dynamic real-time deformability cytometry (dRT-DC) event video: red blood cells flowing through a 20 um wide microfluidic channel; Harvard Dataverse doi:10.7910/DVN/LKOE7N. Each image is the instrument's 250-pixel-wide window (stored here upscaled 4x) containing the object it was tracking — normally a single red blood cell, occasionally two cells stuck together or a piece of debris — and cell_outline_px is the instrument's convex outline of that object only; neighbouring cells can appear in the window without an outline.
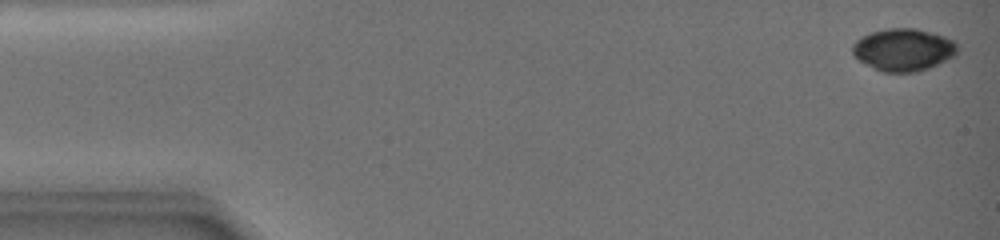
{"species": "common noctule bat (a hibernating species)", "species_latin": "Nyctalus noctula", "temperature_condition": "warm", "stored_images_in_passage": 20, "camera_frame_rate_fps": 3000, "um_per_image_px": 0.085, "animal": {"sex": "female", "body_mass_g": 19.0, "forearm_length_mm": 51.5}, "frame": {"image": 1, "passage_image": 1, "time_ms": 0.0, "image_size_px": [1000, 240], "cell_outline_px": [[956, 56], [928, 68], [916, 72], [880, 72], [872, 68], [860, 60], [852, 52], [852, 44], [860, 36], [872, 32], [888, 28], [916, 28], [932, 32], [944, 36], [952, 40], [956, 44]], "centroid_in_image_um": [76.77, 4.22], "position_along_channel_um": 8.2, "area_um2": 25.95}}
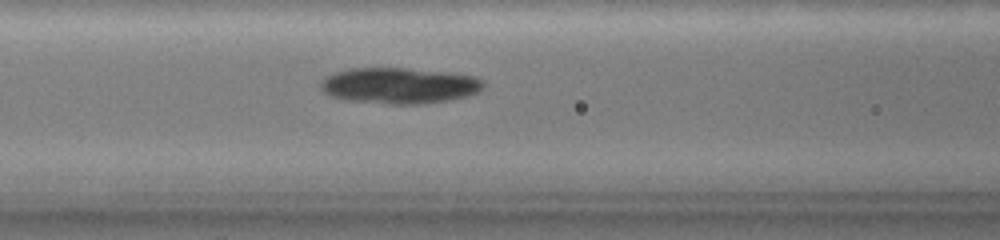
{"frame": {"image": 2, "passage_image": 18, "time_ms": 7.667, "image_size_px": [1000, 240], "cell_outline_px": [[480, 88], [476, 92], [464, 96], [444, 100], [412, 104], [396, 104], [360, 100], [332, 96], [324, 88], [324, 80], [328, 76], [352, 68], [404, 68], [468, 76], [476, 80], [480, 84]], "centroid_in_image_um": [33.9, 7.27], "position_along_channel_um": 132.7, "area_um2": 31.73}}
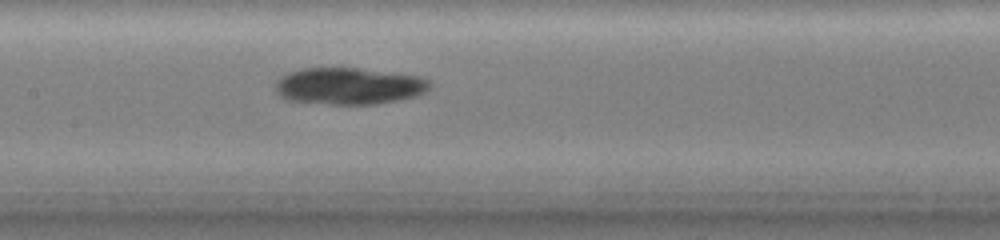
{"frame": {"image": 3, "passage_image": 20, "time_ms": 9.0, "image_size_px": [1000, 240], "cell_outline_px": [[424, 88], [420, 92], [412, 96], [392, 100], [368, 104], [336, 104], [292, 100], [284, 96], [276, 88], [280, 80], [288, 72], [300, 68], [356, 68], [412, 76], [424, 80]], "centroid_in_image_um": [29.52, 7.3], "position_along_channel_um": 177.9, "area_um2": 31.04}}